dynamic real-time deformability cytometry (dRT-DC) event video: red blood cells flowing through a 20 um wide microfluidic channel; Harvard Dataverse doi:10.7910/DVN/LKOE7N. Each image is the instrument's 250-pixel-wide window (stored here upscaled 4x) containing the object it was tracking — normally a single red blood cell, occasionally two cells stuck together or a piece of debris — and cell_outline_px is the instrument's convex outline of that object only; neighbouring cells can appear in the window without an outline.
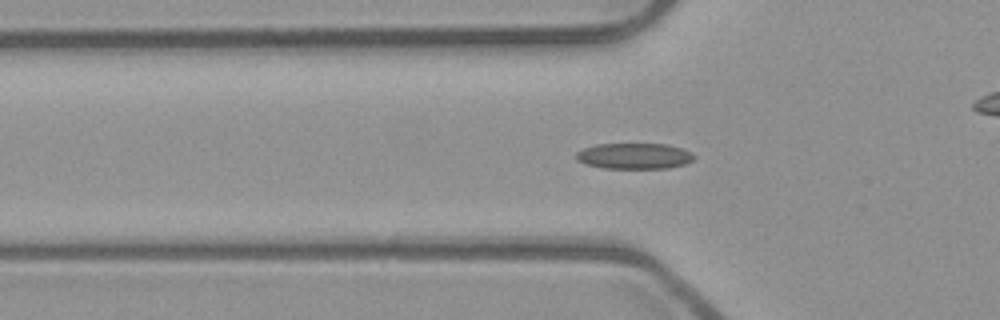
{"species": "common noctule bat (a hibernating species)", "species_latin": "Nyctalus noctula", "temperature_condition": "room temperature", "stored_images_in_passage": 54, "camera_frame_rate_fps": 3000, "um_per_image_px": 0.085, "animal": {"sex": "male", "body_mass_g": 23.1, "forearm_length_mm": 52.7}, "frame": {"image": 1, "passage_image": 18, "time_ms": 5.667, "image_size_px": [1000, 320], "cell_outline_px": [[696, 156], [692, 160], [684, 164], [668, 168], [604, 168], [584, 164], [576, 160], [576, 152], [584, 148], [596, 144], [668, 144], [692, 152]], "centroid_in_image_um": [53.9, 13.26], "position_along_channel_um": 71.9, "area_um2": 17.8}}
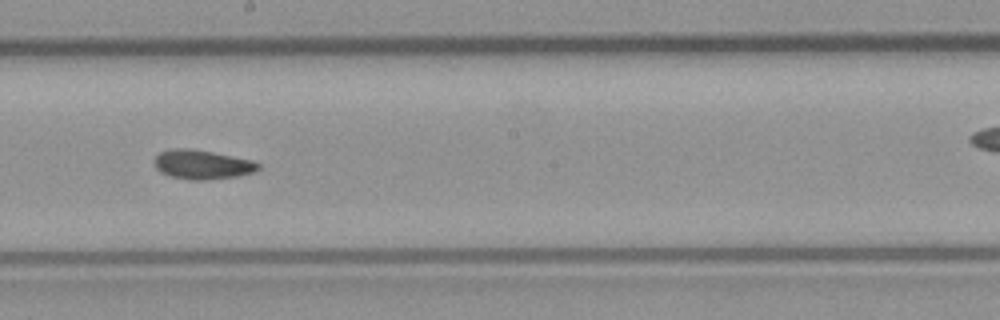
{"frame": {"image": 2, "passage_image": 30, "time_ms": 9.667, "image_size_px": [1000, 320], "cell_outline_px": [[260, 168], [252, 172], [236, 176], [204, 180], [192, 180], [168, 176], [160, 172], [156, 168], [156, 156], [160, 152], [172, 148], [192, 148], [252, 160], [260, 164]], "centroid_in_image_um": [17.17, 13.98], "position_along_channel_um": 231.0, "area_um2": 17.57}}
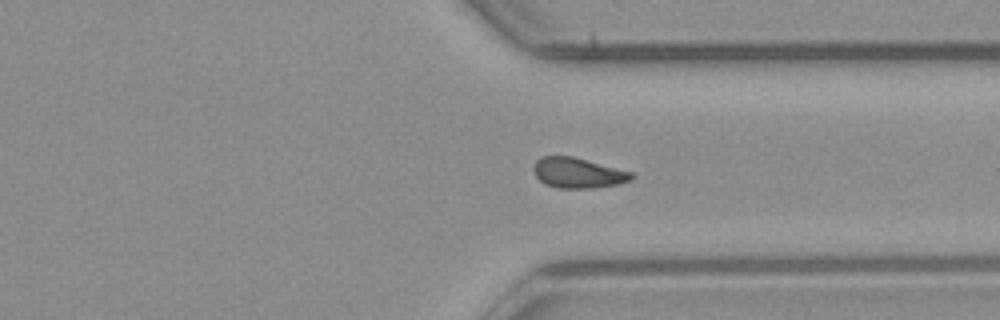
{"frame": {"image": 3, "passage_image": 40, "time_ms": 13.0, "image_size_px": [1000, 320], "cell_outline_px": [[636, 176], [632, 180], [616, 184], [592, 188], [560, 188], [544, 184], [536, 176], [532, 168], [536, 160], [540, 156], [572, 156], [632, 172]], "centroid_in_image_um": [49.11, 14.69], "position_along_channel_um": 362.3, "area_um2": 17.28}, "authors_computed_cell_mechanics": {"area_um2": 17.34, "velocity_mm_per_s": 3.9481, "shape_relaxation_time_tau1_ms": 8.1831, "shape_relaxation_time_tau2_ms": 5.4473, "deformation_change_tau1": 0.1418, "deformation_change_tau2": 0.1143}}